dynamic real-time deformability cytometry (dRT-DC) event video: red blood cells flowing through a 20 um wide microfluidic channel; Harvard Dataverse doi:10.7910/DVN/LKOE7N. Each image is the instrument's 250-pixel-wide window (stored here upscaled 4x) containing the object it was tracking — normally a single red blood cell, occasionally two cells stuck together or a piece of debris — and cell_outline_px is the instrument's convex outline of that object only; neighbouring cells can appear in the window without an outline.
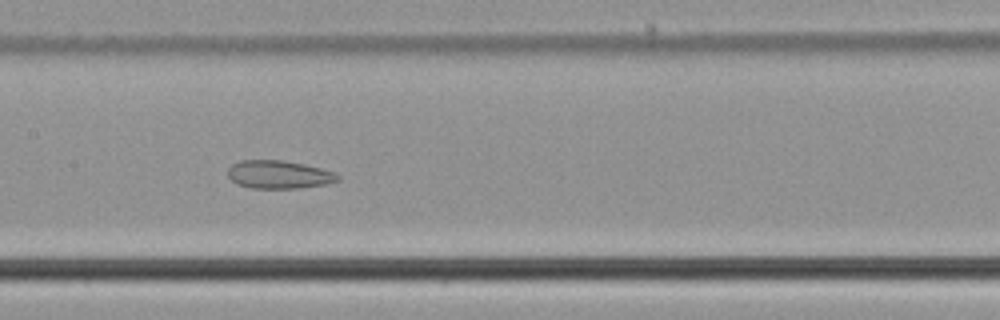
{"species": "common noctule bat (a hibernating species)", "species_latin": "Nyctalus noctula", "temperature_condition": "cold", "stored_images_in_passage": 56, "camera_frame_rate_fps": 3000, "um_per_image_px": 0.085, "animal": {"sex": "male", "body_mass_g": 21.5, "forearm_length_mm": 52.0}, "frame": {"image": 1, "passage_image": 28, "time_ms": 9.0, "image_size_px": [1000, 320], "cell_outline_px": [[340, 180], [328, 184], [300, 188], [252, 188], [236, 184], [228, 176], [228, 168], [232, 164], [240, 160], [284, 160], [304, 164], [320, 168], [332, 172], [340, 176]], "centroid_in_image_um": [23.7, 14.84], "position_along_channel_um": 183.7, "area_um2": 18.09}}
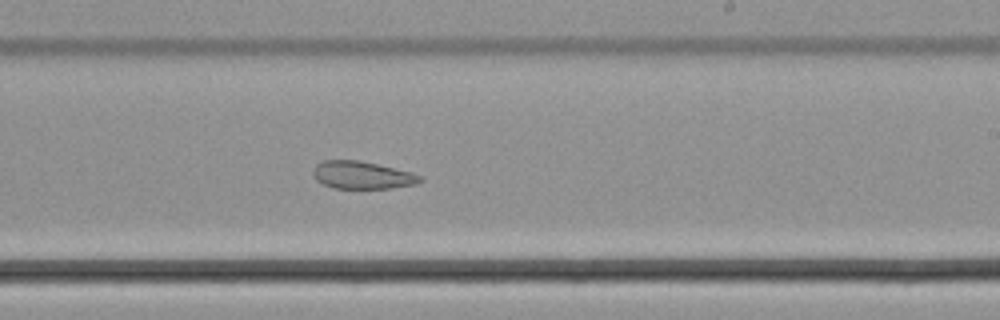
{"frame": {"image": 2, "passage_image": 34, "time_ms": 11.0, "image_size_px": [1000, 320], "cell_outline_px": [[424, 180], [416, 184], [388, 188], [332, 188], [316, 180], [312, 172], [316, 164], [324, 160], [356, 160], [376, 164], [412, 172], [420, 176]], "centroid_in_image_um": [30.77, 14.88], "position_along_channel_um": 258.2, "area_um2": 17.05}}
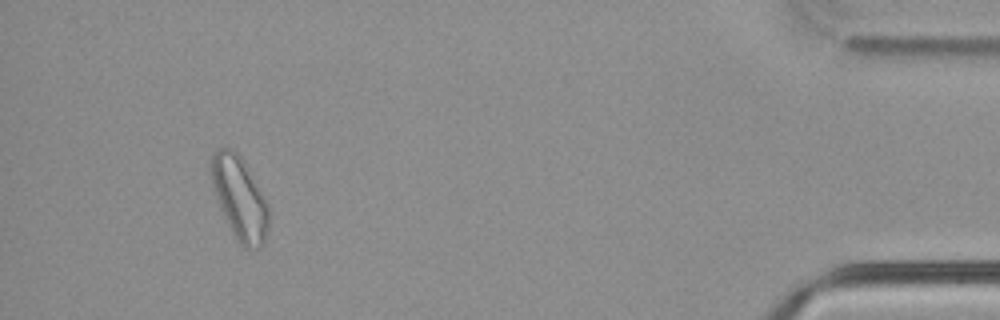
{"frame": {"image": 3, "passage_image": 52, "time_ms": 17.0, "image_size_px": [1000, 320], "cell_outline_px": [[268, 228], [264, 240], [256, 248], [244, 248], [240, 244], [232, 232], [220, 208], [212, 188], [212, 156], [220, 148], [228, 148], [236, 152], [244, 160], [264, 196], [268, 204]], "centroid_in_image_um": [20.37, 16.84], "position_along_channel_um": 414.8, "area_um2": 27.22}, "authors_computed_cell_mechanics": {"area_um2": 24.5072, "velocity_mm_per_s": 3.7354, "shape_relaxation_time_tau1_ms": null, "shape_relaxation_time_tau2_ms": 5.1094, "deformation_change_tau1": null, "deformation_change_tau2": 0.1249}}